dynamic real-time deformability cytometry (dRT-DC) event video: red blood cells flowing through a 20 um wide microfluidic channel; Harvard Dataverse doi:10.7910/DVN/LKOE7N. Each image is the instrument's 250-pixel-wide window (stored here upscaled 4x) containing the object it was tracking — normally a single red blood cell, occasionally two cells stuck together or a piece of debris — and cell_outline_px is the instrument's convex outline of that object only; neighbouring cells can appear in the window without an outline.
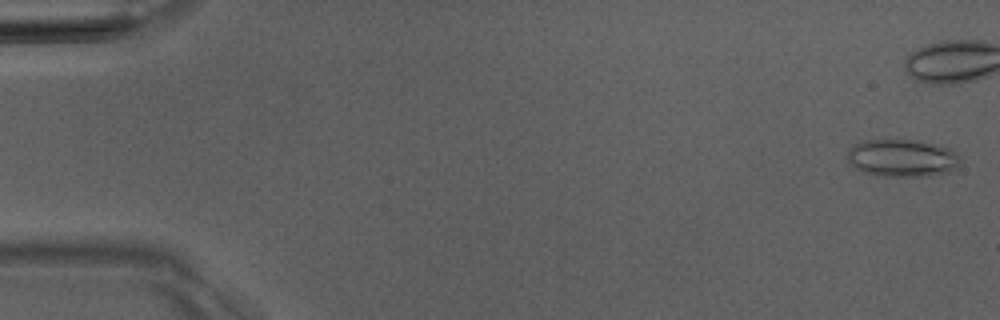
{"species": "Egyptian fruit bat (a non-hibernating species)", "species_latin": "Rousettus aegyptiacus", "temperature_condition": "room temperature", "stored_images_in_passage": 5, "camera_frame_rate_fps": 3000, "um_per_image_px": 0.085, "animal": {"sex": "male"}, "frame": {"image": 1, "passage_image": 1, "time_ms": 0.0, "image_size_px": [1000, 320], "cell_outline_px": [[960, 164], [956, 168], [948, 172], [932, 176], [884, 176], [864, 172], [856, 168], [848, 160], [848, 152], [860, 140], [920, 140], [940, 144], [952, 148], [960, 156]], "centroid_in_image_um": [76.77, 13.42], "position_along_channel_um": 8.2, "area_um2": 24.91}}